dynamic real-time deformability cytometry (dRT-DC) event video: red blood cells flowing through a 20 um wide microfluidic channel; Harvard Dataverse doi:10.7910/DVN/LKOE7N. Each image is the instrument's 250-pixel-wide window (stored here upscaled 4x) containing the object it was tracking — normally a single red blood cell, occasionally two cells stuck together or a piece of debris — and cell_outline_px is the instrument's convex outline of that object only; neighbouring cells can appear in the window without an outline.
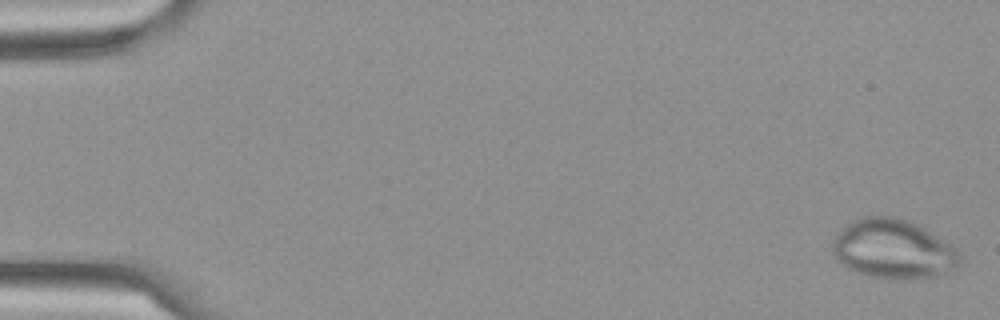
{"species": "Egyptian fruit bat (a non-hibernating species)", "species_latin": "Rousettus aegyptiacus", "temperature_condition": "cold", "stored_images_in_passage": 7, "camera_frame_rate_fps": 3000, "um_per_image_px": 0.085, "frame": {"image": 1, "passage_image": 1, "time_ms": 0.0, "image_size_px": [1000, 320], "cell_outline_px": [[960, 264], [932, 276], [900, 280], [872, 276], [848, 268], [836, 256], [832, 248], [832, 244], [836, 236], [852, 220], [864, 216], [892, 216], [908, 220], [916, 224], [956, 248], [960, 252]], "centroid_in_image_um": [75.92, 21.15], "position_along_channel_um": 9.1, "area_um2": 42.95}}